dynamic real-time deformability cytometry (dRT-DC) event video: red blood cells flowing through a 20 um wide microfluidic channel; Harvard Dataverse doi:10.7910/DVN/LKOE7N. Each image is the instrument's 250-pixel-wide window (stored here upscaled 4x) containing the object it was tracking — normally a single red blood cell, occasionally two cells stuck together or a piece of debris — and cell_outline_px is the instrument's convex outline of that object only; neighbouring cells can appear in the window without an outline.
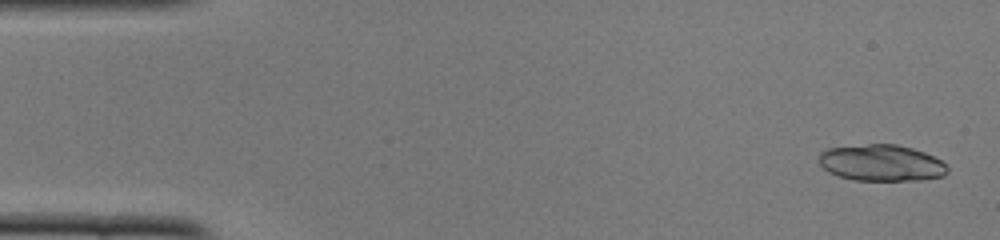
{"species": "common noctule bat (a hibernating species)", "species_latin": "Nyctalus noctula", "temperature_condition": "cold", "stored_images_in_passage": 50, "camera_frame_rate_fps": 3000, "um_per_image_px": 0.085, "animal": {"sex": "female", "body_mass_g": 22.0, "forearm_length_mm": 56.7}, "frame": {"image": 1, "passage_image": 2, "time_ms": 0.333, "image_size_px": [1000, 240], "cell_outline_px": [[948, 172], [944, 176], [924, 180], [856, 180], [840, 176], [828, 172], [820, 164], [820, 152], [828, 148], [868, 144], [896, 144], [912, 148], [924, 152], [940, 160], [948, 168]], "centroid_in_image_um": [74.94, 13.85], "position_along_channel_um": 10.1, "area_um2": 27.17}}
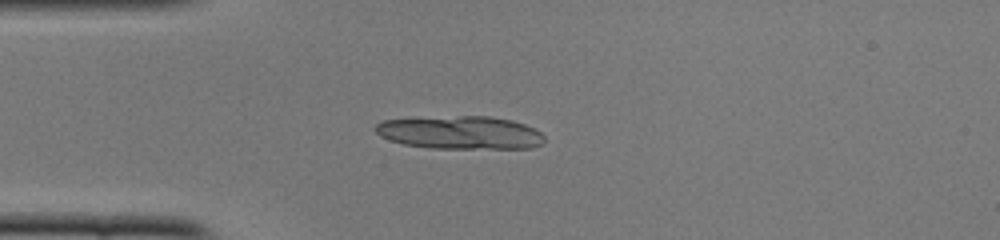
{"frame": {"image": 2, "passage_image": 13, "time_ms": 4.0, "image_size_px": [1000, 240], "cell_outline_px": [[544, 144], [532, 148], [428, 148], [404, 144], [380, 136], [372, 128], [376, 124], [384, 120], [460, 116], [488, 116], [512, 120], [524, 124], [540, 132], [544, 136]], "centroid_in_image_um": [39.15, 11.28], "position_along_channel_um": 45.9, "area_um2": 32.43}, "authors_computed_cell_mechanics": {"area_um2": 28.322, "velocity_mm_per_s": 3.9235, "shape_relaxation_time_tau1_ms": 1.1001, "shape_relaxation_time_tau2_ms": 2.6174, "deformation_change_tau1": 0.2694, "deformation_change_tau2": 0.075}}